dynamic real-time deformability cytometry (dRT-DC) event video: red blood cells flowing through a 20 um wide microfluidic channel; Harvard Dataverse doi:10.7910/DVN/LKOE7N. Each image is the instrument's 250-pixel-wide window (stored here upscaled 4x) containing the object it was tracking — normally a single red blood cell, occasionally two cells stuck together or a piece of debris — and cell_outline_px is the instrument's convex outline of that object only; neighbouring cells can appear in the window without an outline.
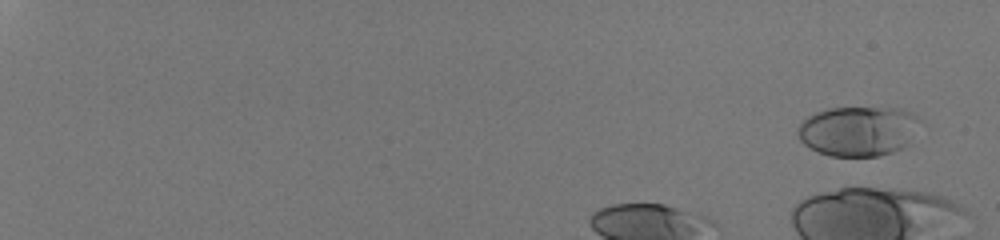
{"species": "human", "species_latin": "Homo sapiens", "temperature_condition": "room temperature", "stored_images_in_passage": 39, "camera_frame_rate_fps": 3000, "um_per_image_px": 0.085, "donor": {"sex": "male"}, "frame": {"image": 1, "passage_image": 2, "time_ms": 0.333, "image_size_px": [1000, 240], "cell_outline_px": [[920, 120], [904, 144], [900, 148], [892, 152], [880, 156], [828, 156], [804, 144], [800, 140], [796, 132], [800, 124], [808, 116], [816, 112], [828, 108], [900, 108], [912, 112]], "centroid_in_image_um": [72.88, 11.13], "position_along_channel_um": 12.1, "area_um2": 34.97}}
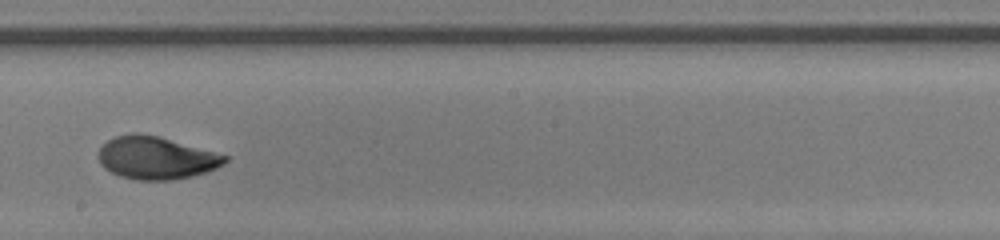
{"frame": {"image": 2, "passage_image": 27, "time_ms": 8.667, "image_size_px": [1000, 240], "cell_outline_px": [[228, 160], [224, 164], [216, 168], [192, 176], [172, 180], [136, 180], [120, 176], [104, 168], [100, 164], [100, 148], [108, 140], [116, 136], [132, 132], [136, 132], [160, 136], [228, 156]], "centroid_in_image_um": [13.27, 13.41], "position_along_channel_um": 234.9, "area_um2": 31.33}}
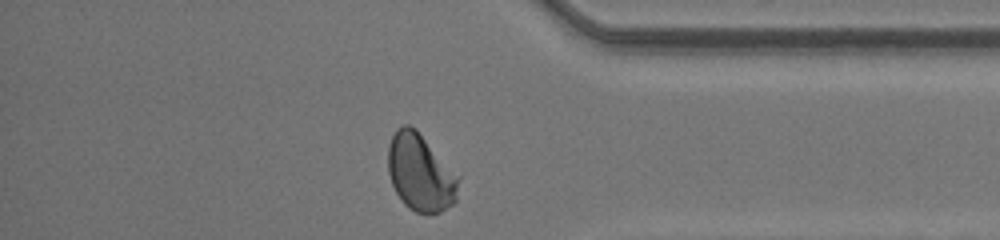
{"frame": {"image": 3, "passage_image": 39, "time_ms": 12.667, "image_size_px": [1000, 240], "cell_outline_px": [[460, 176], [456, 200], [452, 204], [440, 212], [416, 212], [408, 208], [404, 204], [396, 192], [392, 184], [388, 172], [388, 144], [396, 128], [404, 124], [408, 124], [416, 128]], "centroid_in_image_um": [35.73, 14.64], "position_along_channel_um": 399.5, "area_um2": 31.85}, "authors_computed_cell_mechanics": {"area_um2": 31.3276, "velocity_mm_per_s": 4.2623, "shape_relaxation_time_tau1_ms": 4.9765, "shape_relaxation_time_tau2_ms": 0.9246, "deformation_change_tau1": 0.1964, "deformation_change_tau2": 0.0441}}